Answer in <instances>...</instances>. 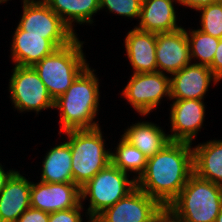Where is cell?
Masks as SVG:
<instances>
[{
    "label": "cell",
    "instance_id": "1",
    "mask_svg": "<svg viewBox=\"0 0 222 222\" xmlns=\"http://www.w3.org/2000/svg\"><path fill=\"white\" fill-rule=\"evenodd\" d=\"M187 142L170 141L147 159L137 187L161 206H169L193 174V149Z\"/></svg>",
    "mask_w": 222,
    "mask_h": 222
},
{
    "label": "cell",
    "instance_id": "2",
    "mask_svg": "<svg viewBox=\"0 0 222 222\" xmlns=\"http://www.w3.org/2000/svg\"><path fill=\"white\" fill-rule=\"evenodd\" d=\"M95 72L88 66L67 91L54 101V109H59L60 113V135L71 130L100 126L95 119L100 106L99 78Z\"/></svg>",
    "mask_w": 222,
    "mask_h": 222
},
{
    "label": "cell",
    "instance_id": "3",
    "mask_svg": "<svg viewBox=\"0 0 222 222\" xmlns=\"http://www.w3.org/2000/svg\"><path fill=\"white\" fill-rule=\"evenodd\" d=\"M83 41L76 37L64 47L57 48L33 66L55 101L89 66L83 53Z\"/></svg>",
    "mask_w": 222,
    "mask_h": 222
},
{
    "label": "cell",
    "instance_id": "4",
    "mask_svg": "<svg viewBox=\"0 0 222 222\" xmlns=\"http://www.w3.org/2000/svg\"><path fill=\"white\" fill-rule=\"evenodd\" d=\"M101 126L64 132L71 148L73 183L79 188L111 163V150L105 148Z\"/></svg>",
    "mask_w": 222,
    "mask_h": 222
},
{
    "label": "cell",
    "instance_id": "5",
    "mask_svg": "<svg viewBox=\"0 0 222 222\" xmlns=\"http://www.w3.org/2000/svg\"><path fill=\"white\" fill-rule=\"evenodd\" d=\"M222 207V186L199 178L189 177L169 208L183 222H215Z\"/></svg>",
    "mask_w": 222,
    "mask_h": 222
},
{
    "label": "cell",
    "instance_id": "6",
    "mask_svg": "<svg viewBox=\"0 0 222 222\" xmlns=\"http://www.w3.org/2000/svg\"><path fill=\"white\" fill-rule=\"evenodd\" d=\"M110 163L80 188L81 203L89 198L86 217L93 221L105 209L116 204L137 187L135 178Z\"/></svg>",
    "mask_w": 222,
    "mask_h": 222
},
{
    "label": "cell",
    "instance_id": "7",
    "mask_svg": "<svg viewBox=\"0 0 222 222\" xmlns=\"http://www.w3.org/2000/svg\"><path fill=\"white\" fill-rule=\"evenodd\" d=\"M19 24L27 34L45 35L57 48L64 47L78 35L43 0H23Z\"/></svg>",
    "mask_w": 222,
    "mask_h": 222
},
{
    "label": "cell",
    "instance_id": "8",
    "mask_svg": "<svg viewBox=\"0 0 222 222\" xmlns=\"http://www.w3.org/2000/svg\"><path fill=\"white\" fill-rule=\"evenodd\" d=\"M9 79L10 99L20 113L54 109V100L33 67L15 65Z\"/></svg>",
    "mask_w": 222,
    "mask_h": 222
},
{
    "label": "cell",
    "instance_id": "9",
    "mask_svg": "<svg viewBox=\"0 0 222 222\" xmlns=\"http://www.w3.org/2000/svg\"><path fill=\"white\" fill-rule=\"evenodd\" d=\"M122 90V97L141 116H147L157 108L163 97L170 95V77L161 72L132 73Z\"/></svg>",
    "mask_w": 222,
    "mask_h": 222
},
{
    "label": "cell",
    "instance_id": "10",
    "mask_svg": "<svg viewBox=\"0 0 222 222\" xmlns=\"http://www.w3.org/2000/svg\"><path fill=\"white\" fill-rule=\"evenodd\" d=\"M161 207L155 199L136 187L92 222H151Z\"/></svg>",
    "mask_w": 222,
    "mask_h": 222
},
{
    "label": "cell",
    "instance_id": "11",
    "mask_svg": "<svg viewBox=\"0 0 222 222\" xmlns=\"http://www.w3.org/2000/svg\"><path fill=\"white\" fill-rule=\"evenodd\" d=\"M80 203V188L74 183L31 182L30 207L50 214L77 207Z\"/></svg>",
    "mask_w": 222,
    "mask_h": 222
},
{
    "label": "cell",
    "instance_id": "12",
    "mask_svg": "<svg viewBox=\"0 0 222 222\" xmlns=\"http://www.w3.org/2000/svg\"><path fill=\"white\" fill-rule=\"evenodd\" d=\"M170 141L193 144L198 131H201L205 121V104L203 100L185 99L173 100L170 104Z\"/></svg>",
    "mask_w": 222,
    "mask_h": 222
},
{
    "label": "cell",
    "instance_id": "13",
    "mask_svg": "<svg viewBox=\"0 0 222 222\" xmlns=\"http://www.w3.org/2000/svg\"><path fill=\"white\" fill-rule=\"evenodd\" d=\"M157 71L170 76L191 63L186 29L156 33Z\"/></svg>",
    "mask_w": 222,
    "mask_h": 222
},
{
    "label": "cell",
    "instance_id": "14",
    "mask_svg": "<svg viewBox=\"0 0 222 222\" xmlns=\"http://www.w3.org/2000/svg\"><path fill=\"white\" fill-rule=\"evenodd\" d=\"M211 81L214 85L219 82L209 66L191 62L170 76L171 100H204Z\"/></svg>",
    "mask_w": 222,
    "mask_h": 222
},
{
    "label": "cell",
    "instance_id": "15",
    "mask_svg": "<svg viewBox=\"0 0 222 222\" xmlns=\"http://www.w3.org/2000/svg\"><path fill=\"white\" fill-rule=\"evenodd\" d=\"M12 36L11 58L18 66L33 67L57 49L45 35L27 34L18 26Z\"/></svg>",
    "mask_w": 222,
    "mask_h": 222
},
{
    "label": "cell",
    "instance_id": "16",
    "mask_svg": "<svg viewBox=\"0 0 222 222\" xmlns=\"http://www.w3.org/2000/svg\"><path fill=\"white\" fill-rule=\"evenodd\" d=\"M124 42L133 73L157 72L156 33L134 27L128 31Z\"/></svg>",
    "mask_w": 222,
    "mask_h": 222
},
{
    "label": "cell",
    "instance_id": "17",
    "mask_svg": "<svg viewBox=\"0 0 222 222\" xmlns=\"http://www.w3.org/2000/svg\"><path fill=\"white\" fill-rule=\"evenodd\" d=\"M31 181L16 171L0 190V222H16L30 207Z\"/></svg>",
    "mask_w": 222,
    "mask_h": 222
},
{
    "label": "cell",
    "instance_id": "18",
    "mask_svg": "<svg viewBox=\"0 0 222 222\" xmlns=\"http://www.w3.org/2000/svg\"><path fill=\"white\" fill-rule=\"evenodd\" d=\"M175 2V3H174ZM178 0H142L139 25L136 29L144 32L164 33L181 28L178 26L174 4Z\"/></svg>",
    "mask_w": 222,
    "mask_h": 222
},
{
    "label": "cell",
    "instance_id": "19",
    "mask_svg": "<svg viewBox=\"0 0 222 222\" xmlns=\"http://www.w3.org/2000/svg\"><path fill=\"white\" fill-rule=\"evenodd\" d=\"M192 149L193 173L222 186V140H208Z\"/></svg>",
    "mask_w": 222,
    "mask_h": 222
},
{
    "label": "cell",
    "instance_id": "20",
    "mask_svg": "<svg viewBox=\"0 0 222 222\" xmlns=\"http://www.w3.org/2000/svg\"><path fill=\"white\" fill-rule=\"evenodd\" d=\"M121 137L139 149L147 158L153 157L170 142L168 133L166 134L157 124L148 121L132 124Z\"/></svg>",
    "mask_w": 222,
    "mask_h": 222
},
{
    "label": "cell",
    "instance_id": "21",
    "mask_svg": "<svg viewBox=\"0 0 222 222\" xmlns=\"http://www.w3.org/2000/svg\"><path fill=\"white\" fill-rule=\"evenodd\" d=\"M71 148L67 142L54 146L42 161L41 182L73 183Z\"/></svg>",
    "mask_w": 222,
    "mask_h": 222
},
{
    "label": "cell",
    "instance_id": "22",
    "mask_svg": "<svg viewBox=\"0 0 222 222\" xmlns=\"http://www.w3.org/2000/svg\"><path fill=\"white\" fill-rule=\"evenodd\" d=\"M72 30L76 24H92L93 15L100 12V0H43ZM74 22V23H73Z\"/></svg>",
    "mask_w": 222,
    "mask_h": 222
},
{
    "label": "cell",
    "instance_id": "23",
    "mask_svg": "<svg viewBox=\"0 0 222 222\" xmlns=\"http://www.w3.org/2000/svg\"><path fill=\"white\" fill-rule=\"evenodd\" d=\"M115 149L111 152V163L123 172L136 174L133 178L137 181L146 170L148 158L122 137Z\"/></svg>",
    "mask_w": 222,
    "mask_h": 222
},
{
    "label": "cell",
    "instance_id": "24",
    "mask_svg": "<svg viewBox=\"0 0 222 222\" xmlns=\"http://www.w3.org/2000/svg\"><path fill=\"white\" fill-rule=\"evenodd\" d=\"M186 35L189 42L191 60L194 59L195 64L210 66L220 39L208 35L198 28L186 30ZM196 59L200 61L197 62Z\"/></svg>",
    "mask_w": 222,
    "mask_h": 222
},
{
    "label": "cell",
    "instance_id": "25",
    "mask_svg": "<svg viewBox=\"0 0 222 222\" xmlns=\"http://www.w3.org/2000/svg\"><path fill=\"white\" fill-rule=\"evenodd\" d=\"M202 32L222 39V2H210L199 8Z\"/></svg>",
    "mask_w": 222,
    "mask_h": 222
},
{
    "label": "cell",
    "instance_id": "26",
    "mask_svg": "<svg viewBox=\"0 0 222 222\" xmlns=\"http://www.w3.org/2000/svg\"><path fill=\"white\" fill-rule=\"evenodd\" d=\"M141 4L142 0H100V10L106 7L109 13L139 19Z\"/></svg>",
    "mask_w": 222,
    "mask_h": 222
},
{
    "label": "cell",
    "instance_id": "27",
    "mask_svg": "<svg viewBox=\"0 0 222 222\" xmlns=\"http://www.w3.org/2000/svg\"><path fill=\"white\" fill-rule=\"evenodd\" d=\"M83 207V203H80L77 207L50 213L49 222H83V218L81 217L84 216V214L81 215Z\"/></svg>",
    "mask_w": 222,
    "mask_h": 222
},
{
    "label": "cell",
    "instance_id": "28",
    "mask_svg": "<svg viewBox=\"0 0 222 222\" xmlns=\"http://www.w3.org/2000/svg\"><path fill=\"white\" fill-rule=\"evenodd\" d=\"M16 222H49V213L29 207Z\"/></svg>",
    "mask_w": 222,
    "mask_h": 222
},
{
    "label": "cell",
    "instance_id": "29",
    "mask_svg": "<svg viewBox=\"0 0 222 222\" xmlns=\"http://www.w3.org/2000/svg\"><path fill=\"white\" fill-rule=\"evenodd\" d=\"M151 222H183L169 206H162L152 217Z\"/></svg>",
    "mask_w": 222,
    "mask_h": 222
},
{
    "label": "cell",
    "instance_id": "30",
    "mask_svg": "<svg viewBox=\"0 0 222 222\" xmlns=\"http://www.w3.org/2000/svg\"><path fill=\"white\" fill-rule=\"evenodd\" d=\"M213 75L219 80H222V39H220L215 51L212 64L209 66Z\"/></svg>",
    "mask_w": 222,
    "mask_h": 222
},
{
    "label": "cell",
    "instance_id": "31",
    "mask_svg": "<svg viewBox=\"0 0 222 222\" xmlns=\"http://www.w3.org/2000/svg\"><path fill=\"white\" fill-rule=\"evenodd\" d=\"M178 2L179 5H183L197 11L199 8L209 3V0H178Z\"/></svg>",
    "mask_w": 222,
    "mask_h": 222
},
{
    "label": "cell",
    "instance_id": "32",
    "mask_svg": "<svg viewBox=\"0 0 222 222\" xmlns=\"http://www.w3.org/2000/svg\"><path fill=\"white\" fill-rule=\"evenodd\" d=\"M17 170H8L5 171V168L0 163V190L3 189L9 180V178L16 172Z\"/></svg>",
    "mask_w": 222,
    "mask_h": 222
},
{
    "label": "cell",
    "instance_id": "33",
    "mask_svg": "<svg viewBox=\"0 0 222 222\" xmlns=\"http://www.w3.org/2000/svg\"><path fill=\"white\" fill-rule=\"evenodd\" d=\"M215 222H222V207L220 209V212H219L217 218L215 219Z\"/></svg>",
    "mask_w": 222,
    "mask_h": 222
},
{
    "label": "cell",
    "instance_id": "34",
    "mask_svg": "<svg viewBox=\"0 0 222 222\" xmlns=\"http://www.w3.org/2000/svg\"><path fill=\"white\" fill-rule=\"evenodd\" d=\"M210 2H222V0H209V3Z\"/></svg>",
    "mask_w": 222,
    "mask_h": 222
},
{
    "label": "cell",
    "instance_id": "35",
    "mask_svg": "<svg viewBox=\"0 0 222 222\" xmlns=\"http://www.w3.org/2000/svg\"><path fill=\"white\" fill-rule=\"evenodd\" d=\"M9 0H0V4L7 3Z\"/></svg>",
    "mask_w": 222,
    "mask_h": 222
}]
</instances>
